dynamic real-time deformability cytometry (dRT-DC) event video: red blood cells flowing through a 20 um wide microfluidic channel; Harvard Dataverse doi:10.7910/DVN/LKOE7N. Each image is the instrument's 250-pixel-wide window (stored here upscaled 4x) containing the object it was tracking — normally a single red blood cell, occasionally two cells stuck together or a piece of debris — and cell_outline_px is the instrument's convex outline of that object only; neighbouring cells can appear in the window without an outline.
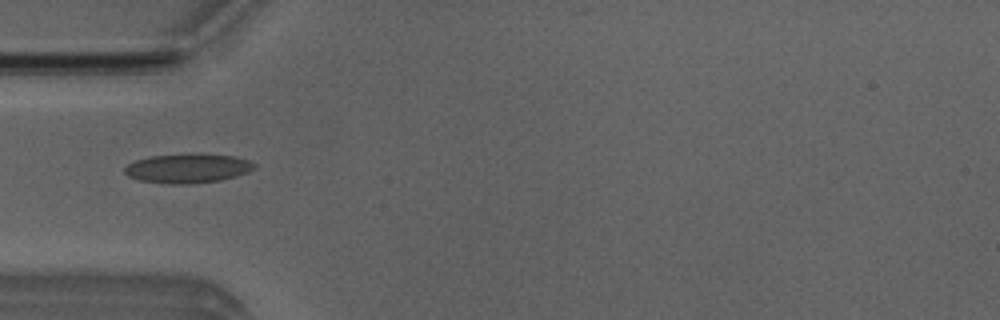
{"species": "Egyptian fruit bat (a non-hibernating species)", "species_latin": "Rousettus aegyptiacus", "temperature_condition": "room temperature", "stored_images_in_passage": 31, "camera_frame_rate_fps": 3000, "um_per_image_px": 0.085, "animal": {"sex": "male"}, "frame": {"image": 1, "passage_image": 1, "time_ms": 0.0, "image_size_px": [1000, 320], "cell_outline_px": [[256, 168], [248, 172], [236, 176], [220, 180], [188, 184], [168, 184], [136, 180], [128, 176], [124, 172], [124, 168], [128, 164], [136, 160], [148, 156], [200, 152], [232, 156], [248, 160], [256, 164]], "centroid_in_image_um": [15.94, 14.29], "position_along_channel_um": 69.1, "area_um2": 22.6}}
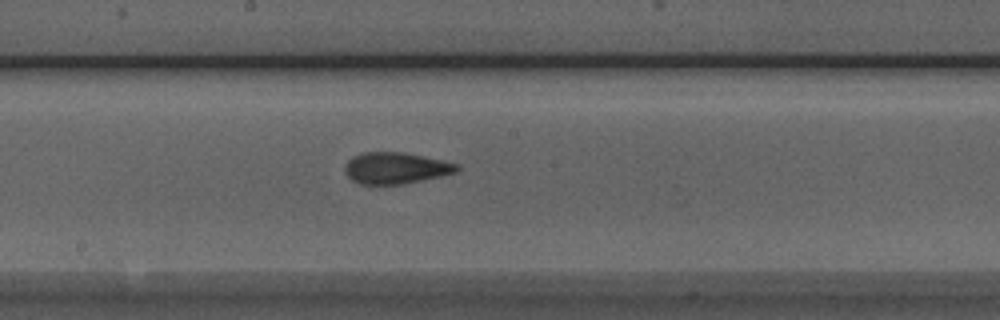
{"frame": {"image": 2, "passage_image": 12, "time_ms": 3.667, "image_size_px": [1000, 320], "cell_outline_px": [[460, 168], [456, 172], [440, 176], [400, 184], [360, 184], [352, 180], [348, 176], [344, 168], [348, 160], [352, 156], [364, 152], [404, 152], [424, 156], [460, 164]], "centroid_in_image_um": [33.64, 14.27], "position_along_channel_um": 214.6, "area_um2": 20.4}}
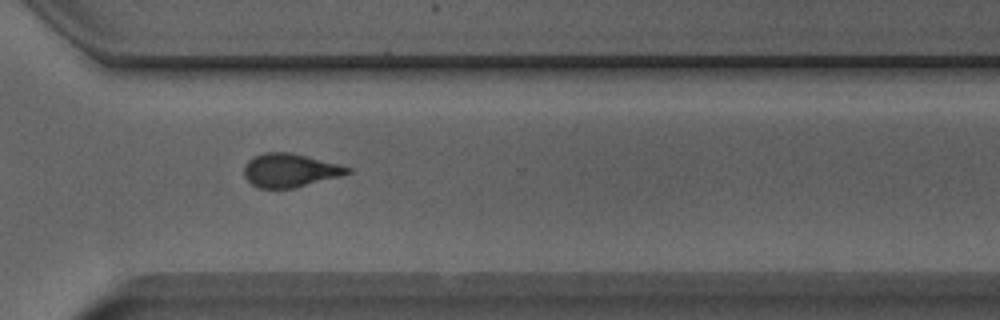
{"frame": {"image": 3, "passage_image": 22, "time_ms": 7.0, "image_size_px": [1000, 320], "cell_outline_px": [[352, 172], [340, 176], [292, 188], [260, 188], [252, 184], [244, 176], [244, 168], [248, 160], [252, 156], [264, 152], [292, 152], [352, 168]], "centroid_in_image_um": [24.62, 14.46], "position_along_channel_um": 346.0, "area_um2": 20.06}, "authors_computed_cell_mechanics": {"area_um2": 20.2878, "velocity_mm_per_s": 3.9487, "shape_relaxation_time_tau1_ms": 10.1151, "shape_relaxation_time_tau2_ms": 1.5767, "deformation_change_tau1": 0.2182, "deformation_change_tau2": 0.0852}}